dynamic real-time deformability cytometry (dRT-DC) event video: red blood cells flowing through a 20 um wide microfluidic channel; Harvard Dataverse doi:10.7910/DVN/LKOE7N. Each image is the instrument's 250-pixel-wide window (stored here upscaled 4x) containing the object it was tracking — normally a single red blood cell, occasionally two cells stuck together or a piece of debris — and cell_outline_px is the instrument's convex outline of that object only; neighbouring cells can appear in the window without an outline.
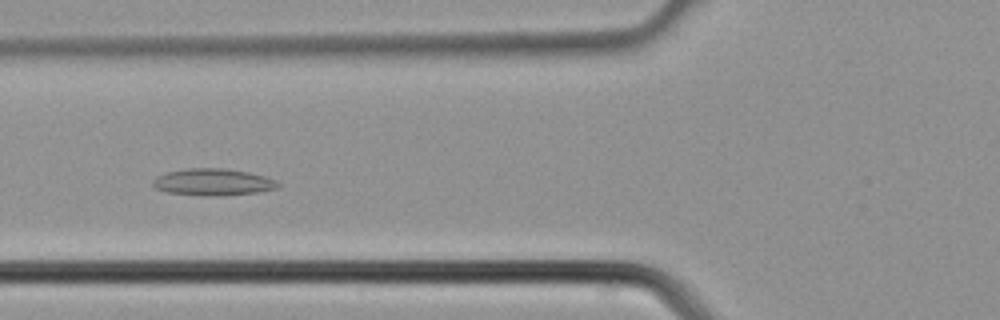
{"species": "common noctule bat (a hibernating species)", "species_latin": "Nyctalus noctula", "temperature_condition": "cold", "stored_images_in_passage": 4, "camera_frame_rate_fps": 3000, "um_per_image_px": 0.085, "animal": {"sex": "male", "body_mass_g": 21.5, "forearm_length_mm": 52.0}, "frame": {"image": 1, "passage_image": 4, "time_ms": 1.0, "image_size_px": [1000, 320], "cell_outline_px": [[280, 188], [260, 192], [220, 196], [200, 196], [168, 192], [156, 188], [152, 184], [152, 180], [156, 176], [168, 172], [188, 168], [224, 168], [248, 172], [264, 176], [276, 180], [280, 184]], "centroid_in_image_um": [18.13, 15.49], "position_along_channel_um": 107.7, "area_um2": 19.77}}